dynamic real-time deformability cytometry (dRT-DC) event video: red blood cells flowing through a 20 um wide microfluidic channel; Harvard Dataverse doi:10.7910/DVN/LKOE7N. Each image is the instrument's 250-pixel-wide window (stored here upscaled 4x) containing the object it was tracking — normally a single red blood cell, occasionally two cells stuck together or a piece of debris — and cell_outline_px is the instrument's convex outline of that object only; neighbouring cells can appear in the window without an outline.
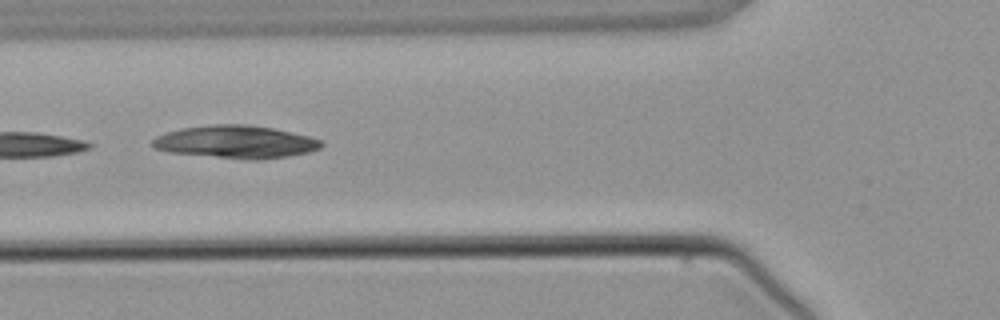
{"species": "common noctule bat (a hibernating species)", "species_latin": "Nyctalus noctula", "temperature_condition": "warm", "stored_images_in_passage": 4, "camera_frame_rate_fps": 3000, "um_per_image_px": 0.085, "animal": {"sex": "male", "body_mass_g": 21.5, "forearm_length_mm": 52.0}, "frame": {"image": 1, "passage_image": 4, "time_ms": 3.667, "image_size_px": [1000, 320], "cell_outline_px": [[324, 144], [320, 148], [308, 152], [288, 156], [256, 160], [248, 160], [172, 152], [156, 148], [152, 144], [152, 140], [156, 136], [180, 128], [216, 124], [248, 124], [272, 128], [308, 136], [324, 140]], "centroid_in_image_um": [20.09, 12.06], "position_along_channel_um": 105.7, "area_um2": 32.02}}